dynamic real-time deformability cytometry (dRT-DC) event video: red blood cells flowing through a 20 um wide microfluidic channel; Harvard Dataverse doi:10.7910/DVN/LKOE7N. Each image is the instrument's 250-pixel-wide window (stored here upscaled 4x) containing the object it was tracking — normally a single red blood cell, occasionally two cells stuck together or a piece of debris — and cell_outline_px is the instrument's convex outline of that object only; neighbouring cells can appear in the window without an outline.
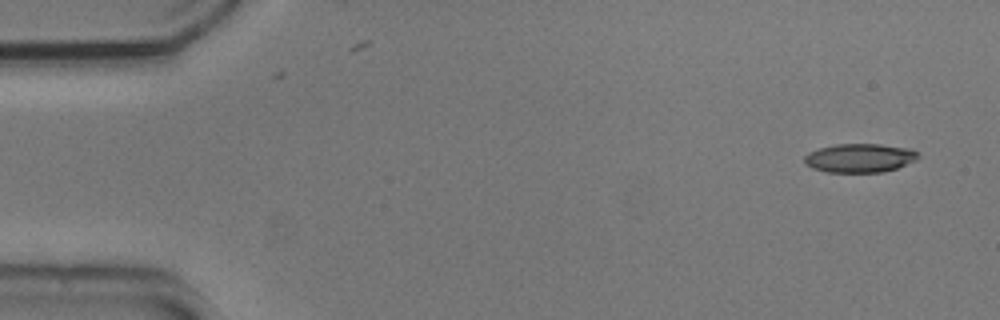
{"species": "common noctule bat (a hibernating species)", "species_latin": "Nyctalus noctula", "temperature_condition": "cold", "stored_images_in_passage": 49, "camera_frame_rate_fps": 3000, "um_per_image_px": 0.085, "animal": {"sex": "male", "body_mass_g": 20.5, "forearm_length_mm": 52.5}, "frame": {"image": 1, "passage_image": 1, "time_ms": 0.0, "image_size_px": [1000, 320], "cell_outline_px": [[920, 156], [916, 160], [896, 168], [884, 172], [828, 172], [812, 168], [804, 164], [804, 156], [808, 152], [820, 148], [836, 144], [880, 144], [912, 148]], "centroid_in_image_um": [73.07, 13.42], "position_along_channel_um": 11.9, "area_um2": 19.19}}
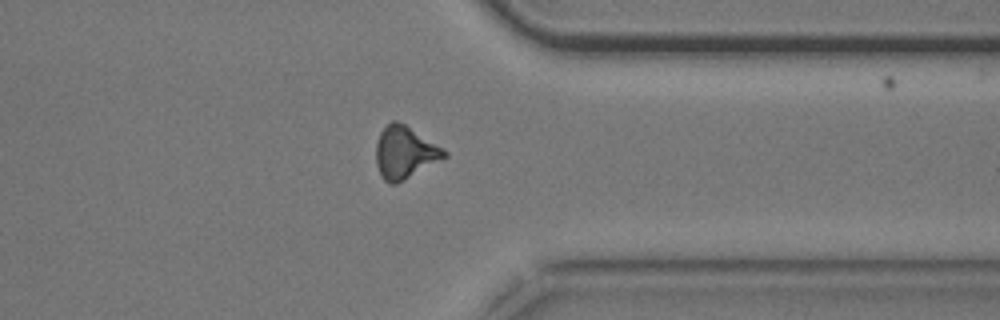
{"frame": {"image": 2, "passage_image": 40, "time_ms": 13.0, "image_size_px": [1000, 320], "cell_outline_px": [[448, 156], [404, 180], [396, 184], [388, 184], [380, 176], [376, 164], [376, 144], [380, 132], [392, 120], [396, 120], [404, 124], [448, 152]], "centroid_in_image_um": [34.37, 12.99], "position_along_channel_um": 377.0, "area_um2": 20.58}}
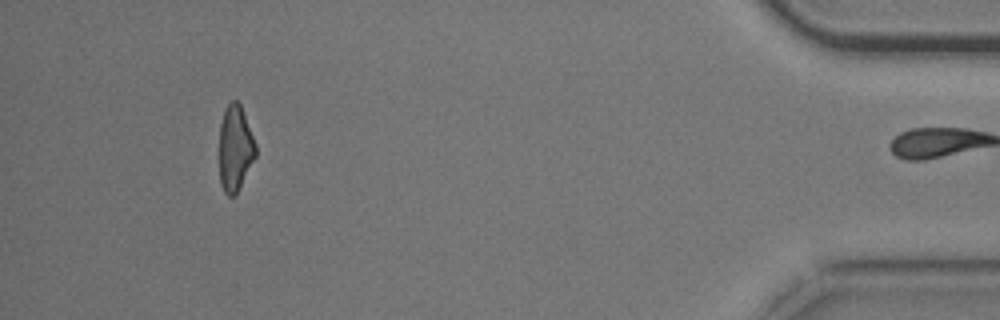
{"frame": {"image": 3, "passage_image": 48, "time_ms": 15.667, "image_size_px": [1000, 320], "cell_outline_px": [[256, 156], [236, 196], [228, 196], [224, 192], [220, 184], [220, 124], [224, 108], [232, 100], [236, 100], [240, 104], [256, 144]], "centroid_in_image_um": [19.99, 12.63], "position_along_channel_um": 415.2, "area_um2": 18.26}, "authors_computed_cell_mechanics": {"area_um2": 20.2878, "velocity_mm_per_s": 3.7393, "shape_relaxation_time_tau1_ms": 7.4926, "shape_relaxation_time_tau2_ms": 4.1332, "deformation_change_tau1": 0.1836, "deformation_change_tau2": 0.138}}